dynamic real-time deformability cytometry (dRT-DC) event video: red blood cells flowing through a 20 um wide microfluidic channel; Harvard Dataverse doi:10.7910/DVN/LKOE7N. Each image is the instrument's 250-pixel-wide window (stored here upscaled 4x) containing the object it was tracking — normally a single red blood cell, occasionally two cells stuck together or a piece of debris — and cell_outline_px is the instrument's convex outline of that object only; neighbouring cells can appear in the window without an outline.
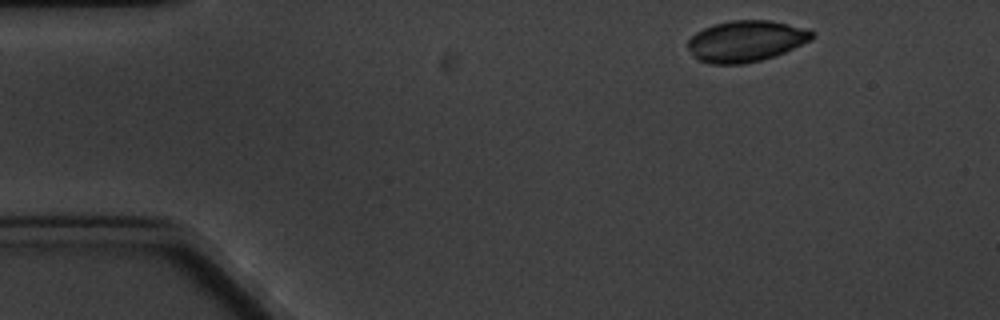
{"species": "common noctule bat (a hibernating species)", "species_latin": "Nyctalus noctula", "temperature_condition": "cold", "stored_images_in_passage": 5, "camera_frame_rate_fps": 3000, "um_per_image_px": 0.085, "animal": {"sex": "male", "body_mass_g": 20.1, "forearm_length_mm": 53.5}, "frame": {"image": 1, "passage_image": 1, "time_ms": 0.0, "image_size_px": [1000, 320], "cell_outline_px": [[816, 36], [812, 40], [776, 56], [744, 64], [708, 64], [696, 60], [692, 56], [688, 48], [688, 40], [696, 32], [712, 24], [732, 20], [772, 20], [804, 28], [816, 32]], "centroid_in_image_um": [63.4, 3.5], "position_along_channel_um": 21.6, "area_um2": 30.23}}